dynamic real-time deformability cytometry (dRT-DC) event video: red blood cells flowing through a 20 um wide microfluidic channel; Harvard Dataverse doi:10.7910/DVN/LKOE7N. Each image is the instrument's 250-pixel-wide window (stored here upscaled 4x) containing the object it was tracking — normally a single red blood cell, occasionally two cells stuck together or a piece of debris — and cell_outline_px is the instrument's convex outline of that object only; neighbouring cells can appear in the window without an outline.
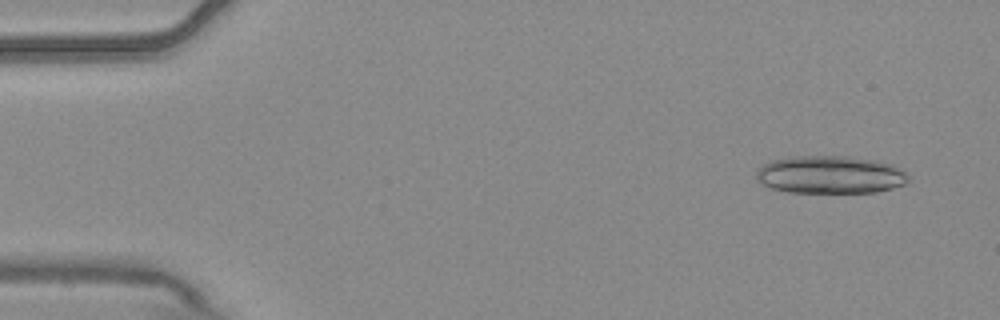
{"species": "common noctule bat (a hibernating species)", "species_latin": "Nyctalus noctula", "temperature_condition": "warm", "stored_images_in_passage": 5, "camera_frame_rate_fps": 3000, "um_per_image_px": 0.085, "animal": {"sex": "male", "body_mass_g": 20.4}, "frame": {"image": 1, "passage_image": 1, "time_ms": 0.0, "image_size_px": [1000, 320], "cell_outline_px": [[908, 180], [904, 184], [892, 188], [876, 192], [788, 192], [772, 188], [756, 180], [756, 172], [764, 164], [772, 160], [788, 156], [848, 156], [876, 160], [892, 164], [900, 168], [908, 176]], "centroid_in_image_um": [70.56, 14.84], "position_along_channel_um": 14.4, "area_um2": 33.47}}